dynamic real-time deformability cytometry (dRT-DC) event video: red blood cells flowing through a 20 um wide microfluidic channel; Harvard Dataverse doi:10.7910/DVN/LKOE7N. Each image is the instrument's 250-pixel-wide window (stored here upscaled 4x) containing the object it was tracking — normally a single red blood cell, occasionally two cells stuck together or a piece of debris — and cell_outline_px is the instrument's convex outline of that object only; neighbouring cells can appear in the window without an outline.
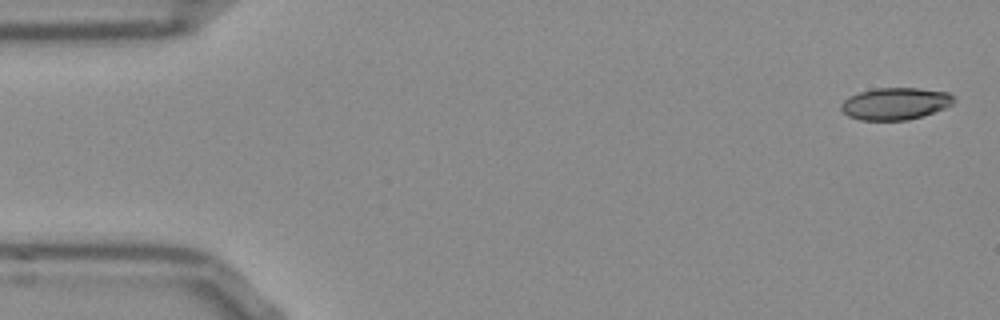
{"species": "Egyptian fruit bat (a non-hibernating species)", "species_latin": "Rousettus aegyptiacus", "temperature_condition": "room temperature", "stored_images_in_passage": 11, "camera_frame_rate_fps": 3000, "um_per_image_px": 0.085, "frame": {"image": 1, "passage_image": 1, "time_ms": 0.0, "image_size_px": [1000, 320], "cell_outline_px": [[956, 100], [952, 104], [944, 108], [924, 116], [908, 120], [860, 120], [848, 116], [840, 108], [840, 104], [848, 96], [860, 92], [876, 88], [916, 88], [948, 92], [956, 96]], "centroid_in_image_um": [76.12, 8.81], "position_along_channel_um": 8.9, "area_um2": 21.21}}